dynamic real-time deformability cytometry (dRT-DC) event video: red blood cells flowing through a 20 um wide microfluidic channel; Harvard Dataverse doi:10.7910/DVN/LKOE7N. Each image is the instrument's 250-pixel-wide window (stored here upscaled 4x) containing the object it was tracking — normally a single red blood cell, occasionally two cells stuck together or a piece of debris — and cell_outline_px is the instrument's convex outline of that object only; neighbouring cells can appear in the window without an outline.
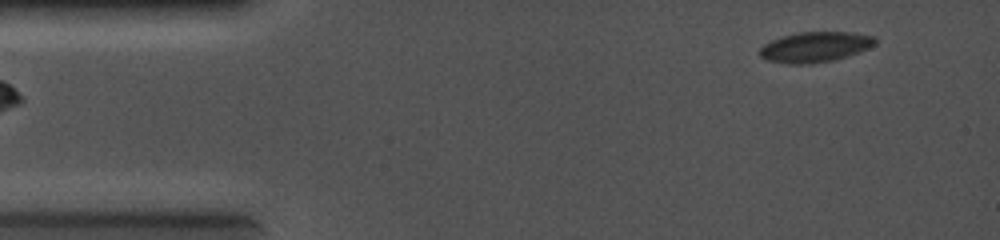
{"species": "common noctule bat (a hibernating species)", "species_latin": "Nyctalus noctula", "temperature_condition": "cold", "stored_images_in_passage": 67, "camera_frame_rate_fps": 5000, "um_per_image_px": 0.085, "animal": {"sex": "female", "body_mass_g": 19.0, "forearm_length_mm": 56.7}, "frame": {"image": 1, "passage_image": 6, "time_ms": 1.0, "image_size_px": [1000, 240], "cell_outline_px": [[876, 44], [868, 48], [832, 60], [808, 64], [788, 64], [768, 60], [760, 56], [760, 48], [764, 44], [780, 36], [796, 32], [852, 32], [876, 36]], "centroid_in_image_um": [69.27, 3.97], "position_along_channel_um": 15.7, "area_um2": 20.29}}
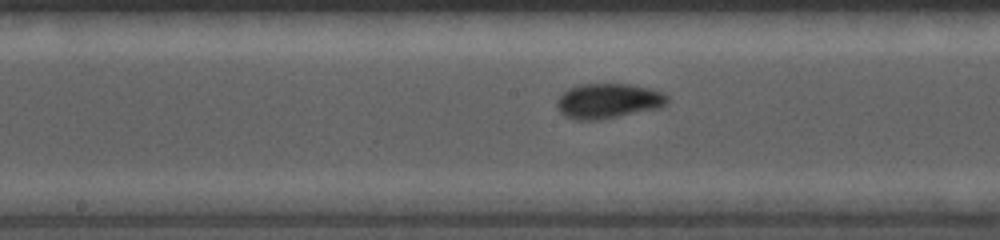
{"frame": {"image": 2, "passage_image": 34, "time_ms": 6.6, "image_size_px": [1000, 240], "cell_outline_px": [[668, 100], [660, 108], [600, 120], [576, 120], [560, 112], [556, 108], [556, 100], [568, 88], [580, 84], [632, 84], [652, 88], [664, 92], [668, 96]], "centroid_in_image_um": [51.71, 8.57], "position_along_channel_um": 196.5, "area_um2": 22.72}}
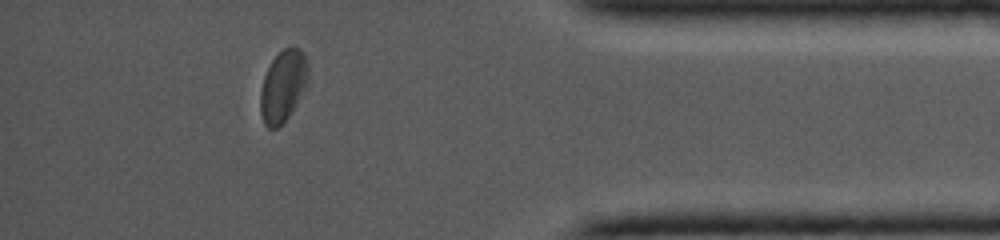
{"frame": {"image": 3, "passage_image": 59, "time_ms": 11.6, "image_size_px": [1000, 240], "cell_outline_px": [[308, 84], [288, 116], [276, 128], [268, 128], [264, 124], [260, 112], [260, 92], [264, 76], [272, 60], [284, 48], [292, 44], [300, 48], [304, 52], [308, 64]], "centroid_in_image_um": [24.07, 7.26], "position_along_channel_um": 411.1, "area_um2": 20.0}}